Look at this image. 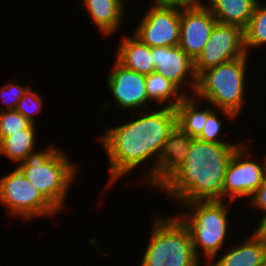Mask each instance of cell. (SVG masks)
<instances>
[{"mask_svg": "<svg viewBox=\"0 0 266 266\" xmlns=\"http://www.w3.org/2000/svg\"><path fill=\"white\" fill-rule=\"evenodd\" d=\"M151 53L155 72L174 83L186 96H192L197 81L194 61L179 46L151 47Z\"/></svg>", "mask_w": 266, "mask_h": 266, "instance_id": "obj_12", "label": "cell"}, {"mask_svg": "<svg viewBox=\"0 0 266 266\" xmlns=\"http://www.w3.org/2000/svg\"><path fill=\"white\" fill-rule=\"evenodd\" d=\"M216 19L203 4L181 10L179 47L194 61L209 41Z\"/></svg>", "mask_w": 266, "mask_h": 266, "instance_id": "obj_13", "label": "cell"}, {"mask_svg": "<svg viewBox=\"0 0 266 266\" xmlns=\"http://www.w3.org/2000/svg\"><path fill=\"white\" fill-rule=\"evenodd\" d=\"M146 10L132 34L150 48L178 46L181 10L150 6Z\"/></svg>", "mask_w": 266, "mask_h": 266, "instance_id": "obj_11", "label": "cell"}, {"mask_svg": "<svg viewBox=\"0 0 266 266\" xmlns=\"http://www.w3.org/2000/svg\"><path fill=\"white\" fill-rule=\"evenodd\" d=\"M192 137L176 126L168 136L160 155L155 174L147 181L160 188L184 163L190 150Z\"/></svg>", "mask_w": 266, "mask_h": 266, "instance_id": "obj_14", "label": "cell"}, {"mask_svg": "<svg viewBox=\"0 0 266 266\" xmlns=\"http://www.w3.org/2000/svg\"><path fill=\"white\" fill-rule=\"evenodd\" d=\"M218 113V114H217ZM220 116H223L230 121L236 120L237 117L230 111L222 110V109H215L207 118L205 122V127L203 128L201 134L197 137V139L202 141H207L210 143H231L232 141L227 140L226 138L223 139V136L221 137V133L223 130V123L222 119L219 118ZM232 119V120H231ZM226 140V141H225Z\"/></svg>", "mask_w": 266, "mask_h": 266, "instance_id": "obj_23", "label": "cell"}, {"mask_svg": "<svg viewBox=\"0 0 266 266\" xmlns=\"http://www.w3.org/2000/svg\"><path fill=\"white\" fill-rule=\"evenodd\" d=\"M151 229L141 266H202L191 234L177 216L164 217L157 213Z\"/></svg>", "mask_w": 266, "mask_h": 266, "instance_id": "obj_6", "label": "cell"}, {"mask_svg": "<svg viewBox=\"0 0 266 266\" xmlns=\"http://www.w3.org/2000/svg\"><path fill=\"white\" fill-rule=\"evenodd\" d=\"M106 83L111 91L113 103L111 100H107V102L103 100L102 113H106L107 109L111 110L110 107H115L116 110L117 108L128 110L130 113L137 112V110L143 111L144 107L146 110L151 109V104H148L151 101L148 99L145 88V75L126 69L115 60L109 75H107Z\"/></svg>", "mask_w": 266, "mask_h": 266, "instance_id": "obj_9", "label": "cell"}, {"mask_svg": "<svg viewBox=\"0 0 266 266\" xmlns=\"http://www.w3.org/2000/svg\"><path fill=\"white\" fill-rule=\"evenodd\" d=\"M239 143H210L192 138L184 163L159 189L178 205L222 200L226 169Z\"/></svg>", "mask_w": 266, "mask_h": 266, "instance_id": "obj_2", "label": "cell"}, {"mask_svg": "<svg viewBox=\"0 0 266 266\" xmlns=\"http://www.w3.org/2000/svg\"><path fill=\"white\" fill-rule=\"evenodd\" d=\"M225 200H197L183 203L185 212L176 215L191 234L192 245L199 259L205 257L207 265L220 252L228 236L229 206ZM187 211V212H186ZM229 222V223H228ZM199 254H202L201 256ZM201 257V258H200Z\"/></svg>", "mask_w": 266, "mask_h": 266, "instance_id": "obj_4", "label": "cell"}, {"mask_svg": "<svg viewBox=\"0 0 266 266\" xmlns=\"http://www.w3.org/2000/svg\"><path fill=\"white\" fill-rule=\"evenodd\" d=\"M32 123L27 120L16 109L0 111V141L10 136L12 133H17L27 129Z\"/></svg>", "mask_w": 266, "mask_h": 266, "instance_id": "obj_24", "label": "cell"}, {"mask_svg": "<svg viewBox=\"0 0 266 266\" xmlns=\"http://www.w3.org/2000/svg\"><path fill=\"white\" fill-rule=\"evenodd\" d=\"M32 89L31 86L27 89L24 96L19 100L16 110L32 124L37 125L38 122L36 118L34 119V115L36 116L42 111L44 102L42 96Z\"/></svg>", "mask_w": 266, "mask_h": 266, "instance_id": "obj_25", "label": "cell"}, {"mask_svg": "<svg viewBox=\"0 0 266 266\" xmlns=\"http://www.w3.org/2000/svg\"><path fill=\"white\" fill-rule=\"evenodd\" d=\"M247 56L244 47V29L238 25L216 23L209 41L194 60V72H201L221 63Z\"/></svg>", "mask_w": 266, "mask_h": 266, "instance_id": "obj_10", "label": "cell"}, {"mask_svg": "<svg viewBox=\"0 0 266 266\" xmlns=\"http://www.w3.org/2000/svg\"><path fill=\"white\" fill-rule=\"evenodd\" d=\"M145 88L148 99L158 107L176 108L186 95L170 80L153 72L145 75Z\"/></svg>", "mask_w": 266, "mask_h": 266, "instance_id": "obj_21", "label": "cell"}, {"mask_svg": "<svg viewBox=\"0 0 266 266\" xmlns=\"http://www.w3.org/2000/svg\"><path fill=\"white\" fill-rule=\"evenodd\" d=\"M266 184V155H265V163H264V182Z\"/></svg>", "mask_w": 266, "mask_h": 266, "instance_id": "obj_30", "label": "cell"}, {"mask_svg": "<svg viewBox=\"0 0 266 266\" xmlns=\"http://www.w3.org/2000/svg\"><path fill=\"white\" fill-rule=\"evenodd\" d=\"M90 19L105 37H111L121 29L124 21L126 0H82ZM125 1V2H124ZM122 23V24H121Z\"/></svg>", "mask_w": 266, "mask_h": 266, "instance_id": "obj_16", "label": "cell"}, {"mask_svg": "<svg viewBox=\"0 0 266 266\" xmlns=\"http://www.w3.org/2000/svg\"><path fill=\"white\" fill-rule=\"evenodd\" d=\"M159 108V109H158ZM130 113L131 120L122 125L107 128L99 141L109 158L107 187L119 182L146 161L154 164L145 172L143 183L155 174L165 142L177 126L174 108L158 107ZM136 113V114H135ZM139 115L136 119L134 116Z\"/></svg>", "mask_w": 266, "mask_h": 266, "instance_id": "obj_1", "label": "cell"}, {"mask_svg": "<svg viewBox=\"0 0 266 266\" xmlns=\"http://www.w3.org/2000/svg\"><path fill=\"white\" fill-rule=\"evenodd\" d=\"M228 249L206 266H264L266 244L254 232Z\"/></svg>", "mask_w": 266, "mask_h": 266, "instance_id": "obj_15", "label": "cell"}, {"mask_svg": "<svg viewBox=\"0 0 266 266\" xmlns=\"http://www.w3.org/2000/svg\"><path fill=\"white\" fill-rule=\"evenodd\" d=\"M218 23L238 25L243 29L248 25L259 0H205Z\"/></svg>", "mask_w": 266, "mask_h": 266, "instance_id": "obj_18", "label": "cell"}, {"mask_svg": "<svg viewBox=\"0 0 266 266\" xmlns=\"http://www.w3.org/2000/svg\"><path fill=\"white\" fill-rule=\"evenodd\" d=\"M204 0H150V7L194 9L204 4Z\"/></svg>", "mask_w": 266, "mask_h": 266, "instance_id": "obj_27", "label": "cell"}, {"mask_svg": "<svg viewBox=\"0 0 266 266\" xmlns=\"http://www.w3.org/2000/svg\"><path fill=\"white\" fill-rule=\"evenodd\" d=\"M117 47L115 60L124 68L148 75L155 72L151 48L133 34H123Z\"/></svg>", "mask_w": 266, "mask_h": 266, "instance_id": "obj_17", "label": "cell"}, {"mask_svg": "<svg viewBox=\"0 0 266 266\" xmlns=\"http://www.w3.org/2000/svg\"><path fill=\"white\" fill-rule=\"evenodd\" d=\"M35 124H31L27 129L3 138L0 141V156L8 158L14 164H20L26 156L37 150V130Z\"/></svg>", "mask_w": 266, "mask_h": 266, "instance_id": "obj_20", "label": "cell"}, {"mask_svg": "<svg viewBox=\"0 0 266 266\" xmlns=\"http://www.w3.org/2000/svg\"><path fill=\"white\" fill-rule=\"evenodd\" d=\"M31 85L29 84L26 86H21L20 83L9 82L4 84L0 87V100L6 106L4 109L1 110H14L16 109L19 100L24 96V93Z\"/></svg>", "mask_w": 266, "mask_h": 266, "instance_id": "obj_26", "label": "cell"}, {"mask_svg": "<svg viewBox=\"0 0 266 266\" xmlns=\"http://www.w3.org/2000/svg\"><path fill=\"white\" fill-rule=\"evenodd\" d=\"M249 206L266 214V184L263 183L250 197Z\"/></svg>", "mask_w": 266, "mask_h": 266, "instance_id": "obj_28", "label": "cell"}, {"mask_svg": "<svg viewBox=\"0 0 266 266\" xmlns=\"http://www.w3.org/2000/svg\"><path fill=\"white\" fill-rule=\"evenodd\" d=\"M266 45V4L258 1L248 25L244 28V47L247 55ZM252 49V50H250ZM250 51V52H249Z\"/></svg>", "mask_w": 266, "mask_h": 266, "instance_id": "obj_22", "label": "cell"}, {"mask_svg": "<svg viewBox=\"0 0 266 266\" xmlns=\"http://www.w3.org/2000/svg\"><path fill=\"white\" fill-rule=\"evenodd\" d=\"M248 147L245 142L240 143L230 158L224 177L222 200L234 202L243 197L250 199L264 182L265 155L261 158L263 161L260 159L258 162V157L257 160L252 158V146Z\"/></svg>", "mask_w": 266, "mask_h": 266, "instance_id": "obj_8", "label": "cell"}, {"mask_svg": "<svg viewBox=\"0 0 266 266\" xmlns=\"http://www.w3.org/2000/svg\"><path fill=\"white\" fill-rule=\"evenodd\" d=\"M257 222V226L254 229V233L266 244V214L263 215Z\"/></svg>", "mask_w": 266, "mask_h": 266, "instance_id": "obj_29", "label": "cell"}, {"mask_svg": "<svg viewBox=\"0 0 266 266\" xmlns=\"http://www.w3.org/2000/svg\"><path fill=\"white\" fill-rule=\"evenodd\" d=\"M201 105H204L202 101L192 95L186 96L175 108L177 126L192 138H197L201 134L208 116L216 109L211 104L201 109Z\"/></svg>", "mask_w": 266, "mask_h": 266, "instance_id": "obj_19", "label": "cell"}, {"mask_svg": "<svg viewBox=\"0 0 266 266\" xmlns=\"http://www.w3.org/2000/svg\"><path fill=\"white\" fill-rule=\"evenodd\" d=\"M0 204L24 221L59 213L17 167L0 177Z\"/></svg>", "mask_w": 266, "mask_h": 266, "instance_id": "obj_7", "label": "cell"}, {"mask_svg": "<svg viewBox=\"0 0 266 266\" xmlns=\"http://www.w3.org/2000/svg\"><path fill=\"white\" fill-rule=\"evenodd\" d=\"M248 58V55L236 58L201 72L193 96L238 118L246 101Z\"/></svg>", "mask_w": 266, "mask_h": 266, "instance_id": "obj_5", "label": "cell"}, {"mask_svg": "<svg viewBox=\"0 0 266 266\" xmlns=\"http://www.w3.org/2000/svg\"><path fill=\"white\" fill-rule=\"evenodd\" d=\"M69 158L64 150L52 144L29 153L22 163L16 165L59 213L66 206L67 193L79 173L80 166Z\"/></svg>", "mask_w": 266, "mask_h": 266, "instance_id": "obj_3", "label": "cell"}]
</instances>
